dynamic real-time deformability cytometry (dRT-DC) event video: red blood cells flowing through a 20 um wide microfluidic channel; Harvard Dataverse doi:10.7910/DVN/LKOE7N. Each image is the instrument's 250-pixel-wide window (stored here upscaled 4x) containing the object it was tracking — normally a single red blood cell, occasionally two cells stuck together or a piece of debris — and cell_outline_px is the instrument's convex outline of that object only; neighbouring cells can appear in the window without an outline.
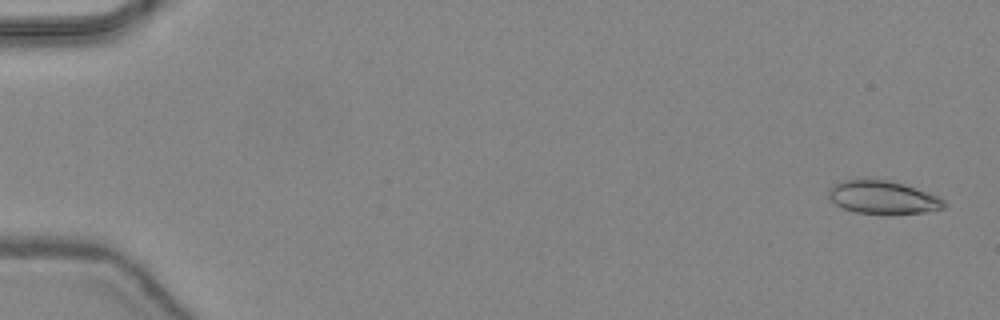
{"species": "common noctule bat (a hibernating species)", "species_latin": "Nyctalus noctula", "temperature_condition": "warm", "stored_images_in_passage": 47, "camera_frame_rate_fps": 3000, "um_per_image_px": 0.085, "animal": {"sex": "female", "body_mass_g": 24.6, "forearm_length_mm": 56.2}, "frame": {"image": 1, "passage_image": 2, "time_ms": 0.333, "image_size_px": [1000, 320], "cell_outline_px": [[948, 204], [944, 208], [924, 212], [888, 216], [856, 212], [840, 208], [828, 196], [828, 188], [832, 184], [840, 180], [888, 180], [904, 184], [936, 196], [944, 200]], "centroid_in_image_um": [75.01, 16.81], "position_along_channel_um": 10.0, "area_um2": 22.66}}
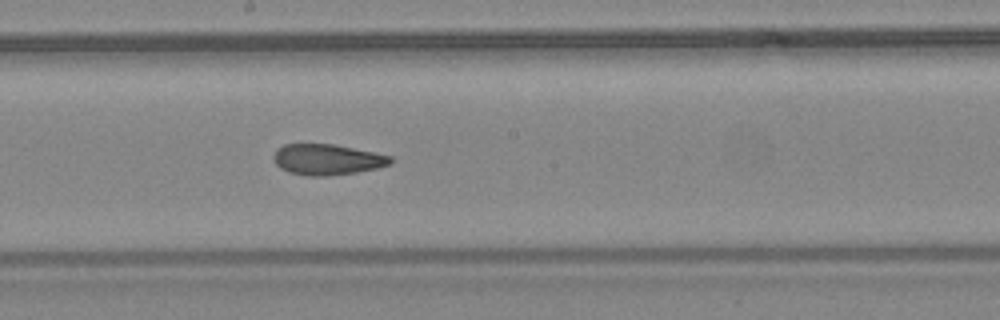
{"frame": {"image": 2, "passage_image": 27, "time_ms": 8.667, "image_size_px": [1000, 320], "cell_outline_px": [[392, 164], [376, 168], [356, 172], [324, 176], [304, 176], [288, 172], [280, 168], [276, 164], [272, 156], [276, 148], [284, 144], [332, 144], [392, 156]], "centroid_in_image_um": [27.76, 13.56], "position_along_channel_um": 220.4, "area_um2": 20.98}}
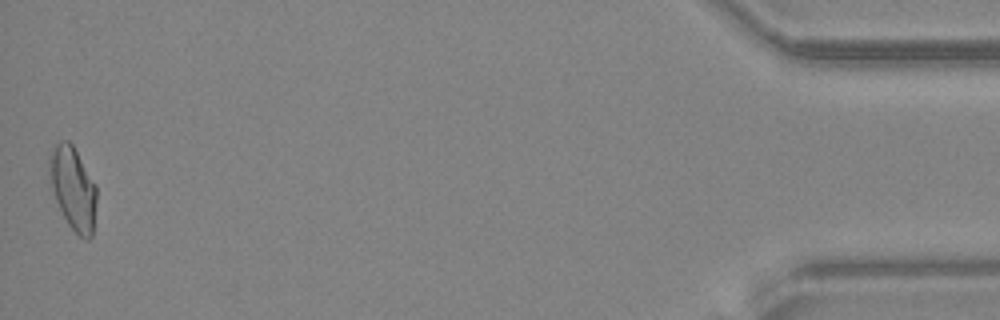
{"frame": {"image": 3, "passage_image": 47, "time_ms": 15.333, "image_size_px": [1000, 320], "cell_outline_px": [[96, 200], [92, 236], [88, 240], [84, 240], [68, 224], [56, 200], [52, 188], [48, 164], [48, 156], [56, 144], [60, 140], [68, 140], [72, 144], [96, 184]], "centroid_in_image_um": [6.21, 15.99], "position_along_channel_um": 429.0, "area_um2": 22.6}, "authors_computed_cell_mechanics": {"area_um2": 21.7906, "velocity_mm_per_s": 4.462, "shape_relaxation_time_tau1_ms": null, "shape_relaxation_time_tau2_ms": 1.4752, "deformation_change_tau1": null, "deformation_change_tau2": 0.0824}}